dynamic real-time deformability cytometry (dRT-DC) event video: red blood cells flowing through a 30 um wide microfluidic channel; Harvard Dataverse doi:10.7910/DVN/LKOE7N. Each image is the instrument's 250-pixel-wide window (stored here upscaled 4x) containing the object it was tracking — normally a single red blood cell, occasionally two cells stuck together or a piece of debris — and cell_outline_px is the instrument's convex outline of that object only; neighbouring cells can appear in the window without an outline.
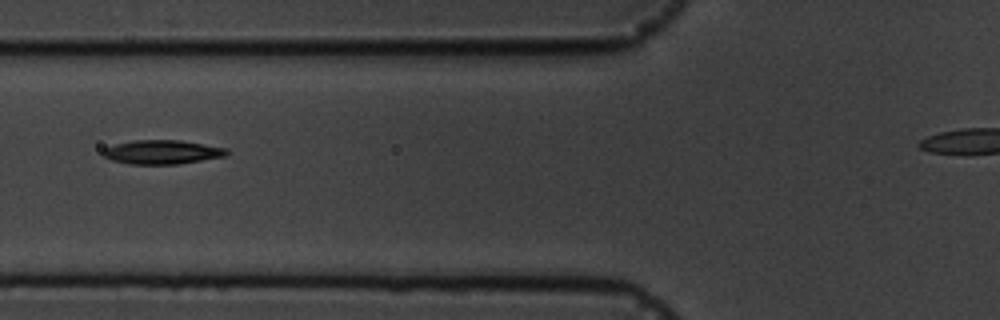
{"species": "common noctule bat (a hibernating species)", "species_latin": "Nyctalus noctula", "temperature_condition": "cold", "stored_images_in_passage": 2, "camera_frame_rate_fps": 3000, "um_per_image_px": 0.085, "animal": {"sex": "male", "body_mass_g": 19.5, "forearm_length_mm": 54.6}, "frame": {"image": 1, "passage_image": 2, "time_ms": 1.333, "image_size_px": [1000, 320], "cell_outline_px": [[228, 152], [224, 156], [176, 164], [128, 164], [112, 160], [104, 156], [100, 152], [104, 148], [116, 144], [136, 140], [180, 140], [228, 148]], "centroid_in_image_um": [13.75, 12.92], "position_along_channel_um": 112.1, "area_um2": 17.17}}